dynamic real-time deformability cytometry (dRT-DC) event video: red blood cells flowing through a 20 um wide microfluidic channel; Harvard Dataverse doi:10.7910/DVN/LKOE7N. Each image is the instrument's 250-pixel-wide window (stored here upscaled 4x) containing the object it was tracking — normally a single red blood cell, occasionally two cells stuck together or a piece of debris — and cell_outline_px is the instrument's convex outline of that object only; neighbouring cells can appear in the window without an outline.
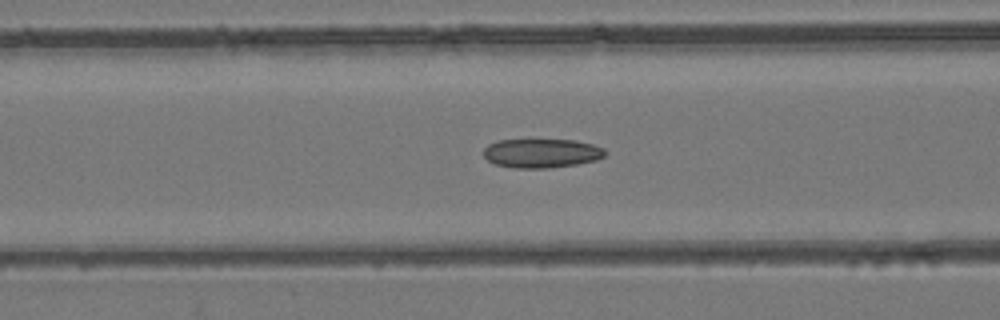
{"species": "common noctule bat (a hibernating species)", "species_latin": "Nyctalus noctula", "temperature_condition": "room temperature", "stored_images_in_passage": 37, "camera_frame_rate_fps": 3000, "um_per_image_px": 0.085, "animal": {"sex": "female", "body_mass_g": 24.6, "forearm_length_mm": 56.2}, "frame": {"image": 1, "passage_image": 13, "time_ms": 4.0, "image_size_px": [1000, 320], "cell_outline_px": [[608, 152], [604, 156], [596, 160], [576, 164], [548, 168], [512, 168], [496, 164], [488, 160], [484, 156], [484, 148], [488, 144], [496, 140], [576, 140], [592, 144], [604, 148]], "centroid_in_image_um": [46.04, 13.02], "position_along_channel_um": 120.6, "area_um2": 20.63}}
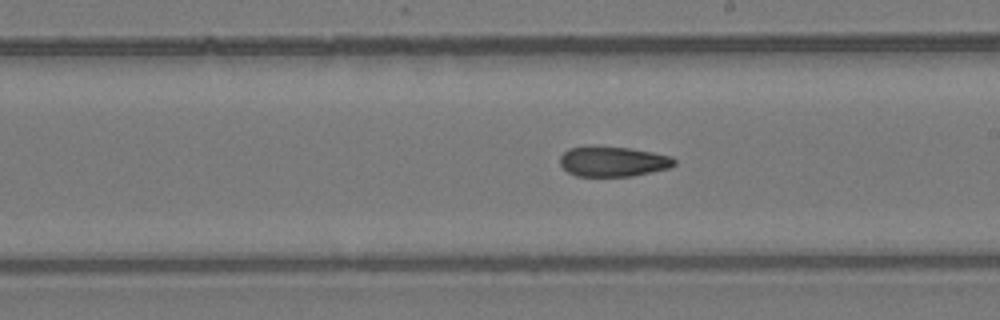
{"frame": {"image": 2, "passage_image": 22, "time_ms": 7.0, "image_size_px": [1000, 320], "cell_outline_px": [[676, 164], [668, 168], [632, 176], [576, 176], [568, 172], [560, 164], [560, 156], [568, 148], [632, 148], [672, 156], [676, 160]], "centroid_in_image_um": [52.14, 13.75], "position_along_channel_um": 236.9, "area_um2": 19.59}}
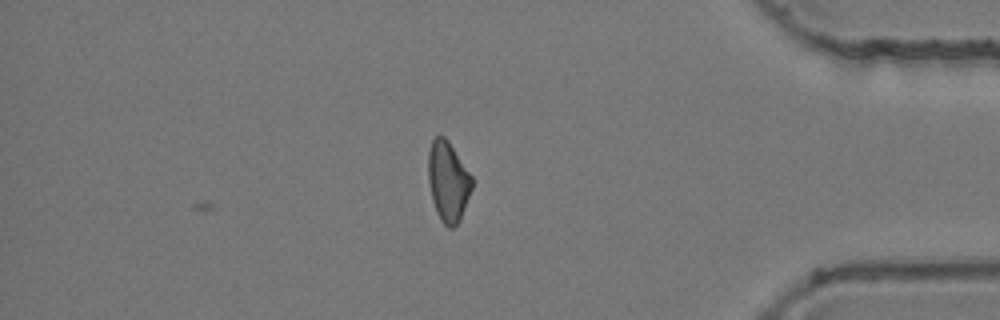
{"frame": {"image": 3, "passage_image": 37, "time_ms": 12.0, "image_size_px": [1000, 320], "cell_outline_px": [[472, 188], [460, 220], [452, 228], [448, 228], [440, 220], [436, 212], [432, 200], [428, 180], [428, 152], [432, 140], [436, 136], [444, 136], [448, 140], [472, 176]], "centroid_in_image_um": [38.07, 15.42], "position_along_channel_um": 397.1, "area_um2": 20.4}, "authors_computed_cell_mechanics": {"area_um2": 20.8658, "velocity_mm_per_s": 3.8721, "shape_relaxation_time_tau1_ms": null, "shape_relaxation_time_tau2_ms": 6.7664, "deformation_change_tau1": null, "deformation_change_tau2": 0.1423}}